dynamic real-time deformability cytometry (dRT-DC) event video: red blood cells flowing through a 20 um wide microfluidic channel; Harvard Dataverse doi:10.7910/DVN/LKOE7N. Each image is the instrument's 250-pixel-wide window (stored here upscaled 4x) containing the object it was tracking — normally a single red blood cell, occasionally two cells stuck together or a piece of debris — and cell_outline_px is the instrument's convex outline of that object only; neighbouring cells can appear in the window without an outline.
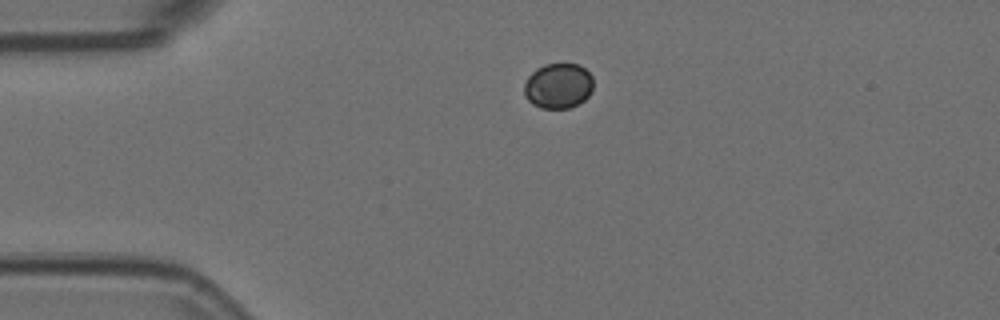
{"species": "Egyptian fruit bat (a non-hibernating species)", "species_latin": "Rousettus aegyptiacus", "temperature_condition": "room temperature", "stored_images_in_passage": 43, "camera_frame_rate_fps": 3000, "um_per_image_px": 0.085, "animal": {"sex": "female"}, "frame": {"image": 1, "passage_image": 1, "time_ms": 0.0, "image_size_px": [1000, 320], "cell_outline_px": [[592, 88], [588, 96], [584, 100], [568, 108], [540, 108], [532, 104], [524, 96], [524, 84], [528, 76], [536, 68], [544, 64], [580, 64], [592, 76]], "centroid_in_image_um": [47.42, 7.29], "position_along_channel_um": 37.6, "area_um2": 18.26}}
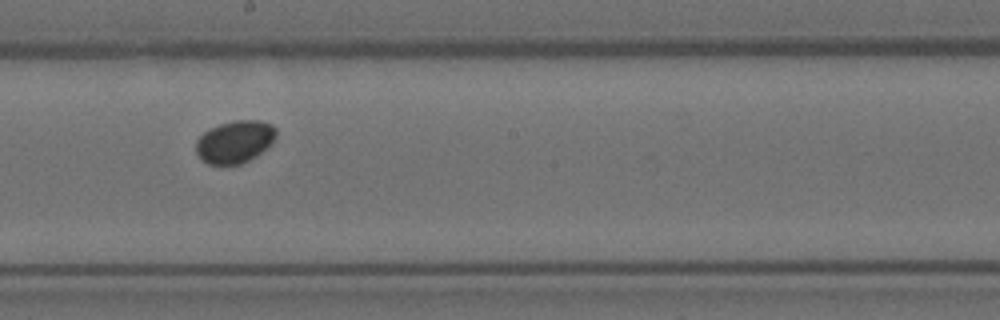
{"frame": {"image": 2, "passage_image": 19, "time_ms": 6.0, "image_size_px": [1000, 320], "cell_outline_px": [[276, 136], [272, 144], [256, 156], [240, 164], [208, 164], [200, 160], [196, 152], [196, 140], [204, 132], [220, 124], [236, 120], [260, 120], [272, 124], [276, 128]], "centroid_in_image_um": [19.97, 12.05], "position_along_channel_um": 228.2, "area_um2": 19.88}}
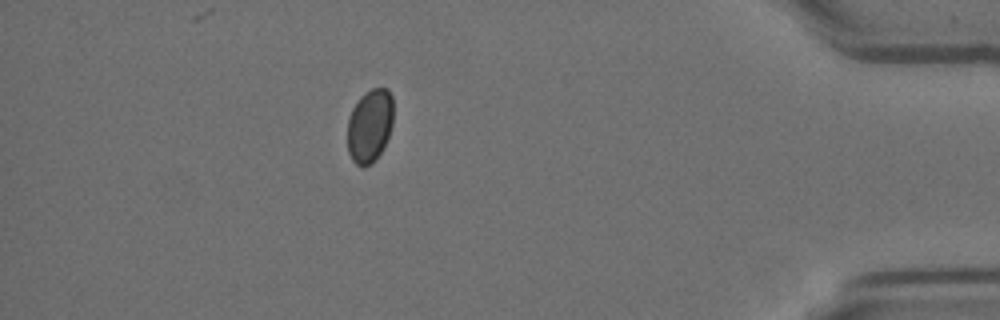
{"frame": {"image": 3, "passage_image": 37, "time_ms": 12.0, "image_size_px": [1000, 320], "cell_outline_px": [[392, 124], [384, 148], [376, 160], [372, 164], [364, 168], [356, 164], [352, 160], [348, 152], [348, 120], [352, 108], [360, 96], [364, 92], [372, 88], [388, 88], [392, 96]], "centroid_in_image_um": [31.42, 10.7], "position_along_channel_um": 403.8, "area_um2": 19.88}}